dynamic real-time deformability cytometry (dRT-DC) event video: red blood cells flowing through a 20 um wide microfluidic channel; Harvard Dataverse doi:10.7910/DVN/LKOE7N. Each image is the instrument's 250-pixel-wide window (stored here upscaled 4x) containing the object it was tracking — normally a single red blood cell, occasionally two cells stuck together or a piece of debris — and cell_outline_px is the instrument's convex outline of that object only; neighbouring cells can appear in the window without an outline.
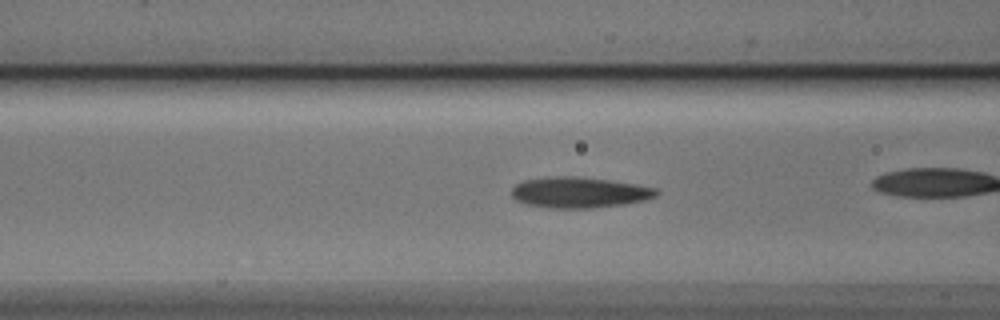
{"species": "Egyptian fruit bat (a non-hibernating species)", "species_latin": "Rousettus aegyptiacus", "temperature_condition": "cold", "stored_images_in_passage": 46, "camera_frame_rate_fps": 3000, "um_per_image_px": 0.085, "animal": {"sex": "male"}, "frame": {"image": 1, "passage_image": 14, "time_ms": 4.333, "image_size_px": [1000, 320], "cell_outline_px": [[660, 192], [656, 196], [644, 200], [624, 204], [592, 208], [552, 208], [524, 204], [516, 200], [512, 196], [512, 188], [516, 184], [524, 180], [548, 176], [580, 176], [636, 184], [656, 188]], "centroid_in_image_um": [49.22, 16.35], "position_along_channel_um": 117.4, "area_um2": 26.13}}
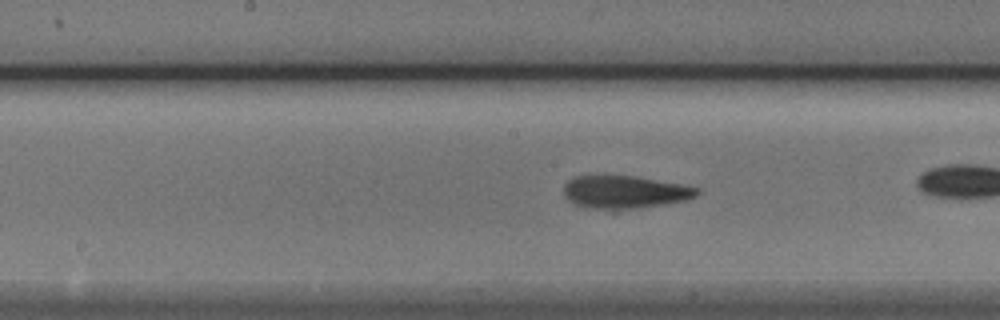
{"frame": {"image": 2, "passage_image": 20, "time_ms": 6.333, "image_size_px": [1000, 320], "cell_outline_px": [[700, 192], [696, 196], [684, 200], [612, 212], [584, 208], [568, 200], [564, 196], [564, 184], [572, 176], [636, 176], [684, 184], [700, 188]], "centroid_in_image_um": [53.06, 16.34], "position_along_channel_um": 195.1, "area_um2": 26.01}, "authors_computed_cell_mechanics": {"area_um2": 24.9696, "velocity_mm_per_s": 3.8893, "shape_relaxation_time_tau1_ms": 3.5836, "shape_relaxation_time_tau2_ms": 3.0381, "deformation_change_tau1": 0.1358, "deformation_change_tau2": 0.1022}}